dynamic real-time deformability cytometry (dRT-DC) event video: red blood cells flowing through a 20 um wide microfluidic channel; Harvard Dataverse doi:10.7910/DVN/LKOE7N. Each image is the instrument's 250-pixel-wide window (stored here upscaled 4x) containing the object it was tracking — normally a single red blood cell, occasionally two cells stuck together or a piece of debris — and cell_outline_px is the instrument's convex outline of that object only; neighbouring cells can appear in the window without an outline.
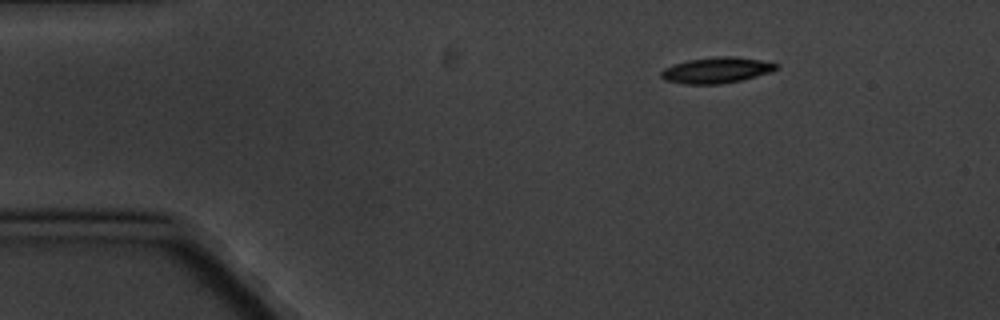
{"species": "common noctule bat (a hibernating species)", "species_latin": "Nyctalus noctula", "temperature_condition": "cold", "stored_images_in_passage": 6, "camera_frame_rate_fps": 3000, "um_per_image_px": 0.085, "animal": {"sex": "male", "body_mass_g": 20.1, "forearm_length_mm": 53.5}, "frame": {"image": 1, "passage_image": 1, "time_ms": 0.0, "image_size_px": [1000, 320], "cell_outline_px": [[780, 64], [772, 72], [740, 80], [720, 84], [684, 84], [664, 80], [660, 76], [660, 72], [664, 68], [672, 64], [688, 60], [720, 56], [732, 56], [760, 60]], "centroid_in_image_um": [60.87, 5.97], "position_along_channel_um": 24.1, "area_um2": 17.34}}
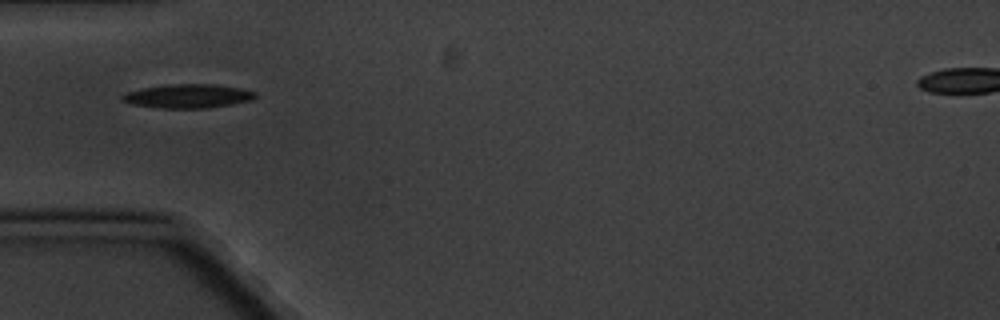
{"frame": {"image": 2, "passage_image": 3, "time_ms": 3.333, "image_size_px": [1000, 320], "cell_outline_px": [[256, 96], [252, 100], [232, 104], [208, 108], [160, 108], [132, 104], [120, 100], [120, 96], [124, 92], [144, 88], [168, 84], [216, 84], [240, 88], [256, 92]], "centroid_in_image_um": [15.95, 8.16], "position_along_channel_um": 69.0, "area_um2": 18.61}}